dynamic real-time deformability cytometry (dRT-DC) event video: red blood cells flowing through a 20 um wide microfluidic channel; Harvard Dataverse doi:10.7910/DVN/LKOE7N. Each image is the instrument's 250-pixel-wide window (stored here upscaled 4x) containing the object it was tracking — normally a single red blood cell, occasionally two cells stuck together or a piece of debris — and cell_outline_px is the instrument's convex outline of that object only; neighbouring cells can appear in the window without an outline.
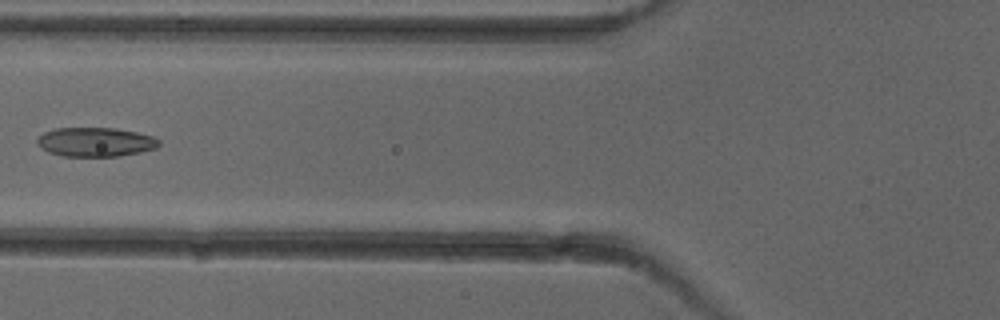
{"species": "common noctule bat (a hibernating species)", "species_latin": "Nyctalus noctula", "temperature_condition": "cold", "stored_images_in_passage": 6, "camera_frame_rate_fps": 3000, "um_per_image_px": 0.085, "animal": {"sex": "female"}, "frame": {"image": 1, "passage_image": 6, "time_ms": 6.667, "image_size_px": [1000, 320], "cell_outline_px": [[160, 144], [156, 148], [140, 152], [120, 156], [64, 156], [48, 152], [36, 144], [36, 140], [44, 132], [56, 128], [116, 128], [136, 132], [152, 136], [160, 140]], "centroid_in_image_um": [8.11, 12.07], "position_along_channel_um": 117.7, "area_um2": 20.69}}